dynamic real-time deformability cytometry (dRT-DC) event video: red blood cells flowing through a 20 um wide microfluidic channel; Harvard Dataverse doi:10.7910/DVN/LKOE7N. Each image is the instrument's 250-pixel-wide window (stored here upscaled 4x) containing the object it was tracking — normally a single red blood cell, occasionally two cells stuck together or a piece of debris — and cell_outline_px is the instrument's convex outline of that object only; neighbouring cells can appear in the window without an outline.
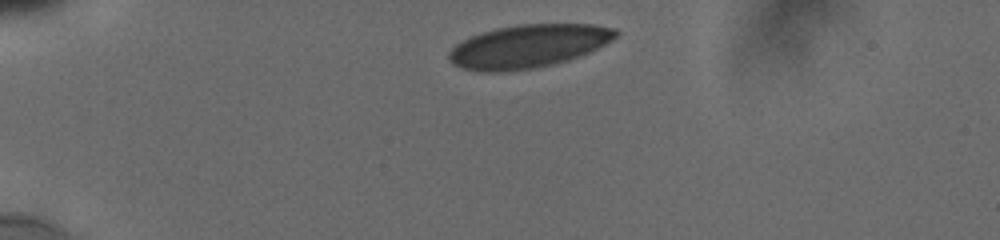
{"species": "human", "species_latin": "Homo sapiens", "temperature_condition": "cold", "stored_images_in_passage": 23, "camera_frame_rate_fps": 3000, "um_per_image_px": 0.085, "donor": {"sex": "male"}, "frame": {"image": 1, "passage_image": 1, "time_ms": 0.0, "image_size_px": [1000, 240], "cell_outline_px": [[620, 32], [616, 36], [604, 44], [588, 52], [568, 60], [552, 64], [532, 68], [496, 72], [488, 72], [464, 68], [452, 64], [448, 60], [448, 52], [456, 44], [480, 32], [496, 28], [516, 24], [592, 24], [616, 28]], "centroid_in_image_um": [44.89, 3.91], "position_along_channel_um": 40.1, "area_um2": 41.67}}
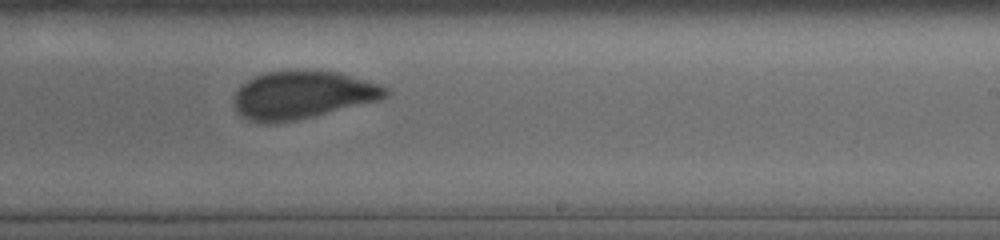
{"frame": {"image": 2, "passage_image": 14, "time_ms": 7.333, "image_size_px": [1000, 240], "cell_outline_px": [[392, 92], [380, 100], [296, 120], [276, 124], [264, 124], [248, 120], [240, 116], [232, 104], [232, 100], [236, 92], [248, 80], [256, 76], [268, 72], [336, 72], [380, 84], [388, 88]], "centroid_in_image_um": [25.69, 8.12], "position_along_channel_um": 263.3, "area_um2": 41.85}}
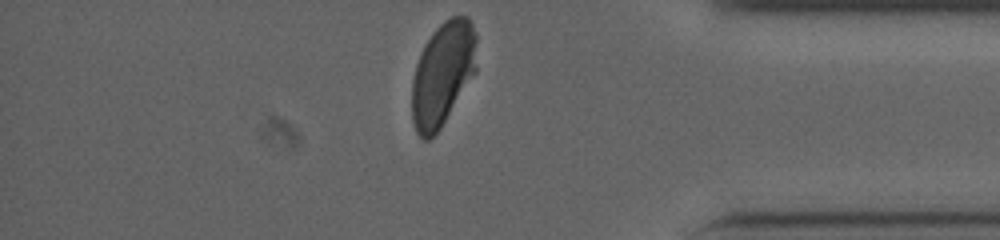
{"frame": {"image": 3, "passage_image": 23, "time_ms": 11.333, "image_size_px": [1000, 240], "cell_outline_px": [[476, 72], [440, 128], [428, 140], [424, 140], [416, 132], [412, 120], [412, 80], [416, 64], [420, 52], [424, 44], [432, 32], [444, 20], [452, 16], [468, 16], [476, 32]], "centroid_in_image_um": [37.63, 6.25], "position_along_channel_um": 397.6, "area_um2": 39.3}, "authors_computed_cell_mechanics": {"area_um2": 42.7142, "velocity_mm_per_s": 3.8042, "shape_relaxation_time_tau1_ms": 5.4762, "shape_relaxation_time_tau2_ms": null, "deformation_change_tau1": 0.125, "deformation_change_tau2": null}}